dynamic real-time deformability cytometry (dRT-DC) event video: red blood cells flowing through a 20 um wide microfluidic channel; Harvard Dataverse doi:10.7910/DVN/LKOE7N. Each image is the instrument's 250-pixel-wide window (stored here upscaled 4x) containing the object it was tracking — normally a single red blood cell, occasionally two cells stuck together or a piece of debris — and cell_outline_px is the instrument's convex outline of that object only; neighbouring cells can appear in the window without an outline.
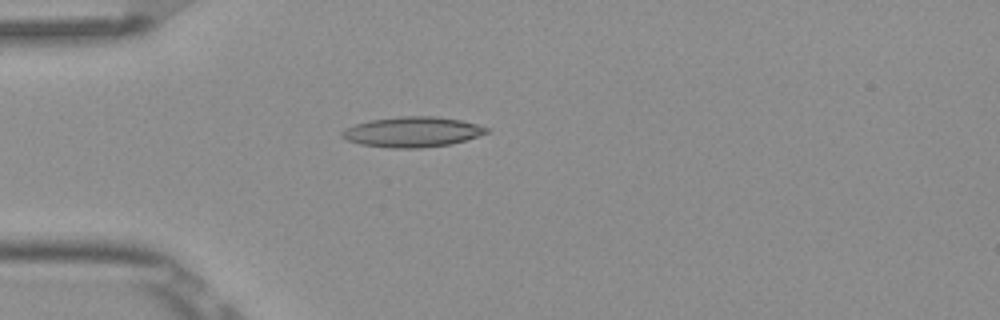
{"species": "Egyptian fruit bat (a non-hibernating species)", "species_latin": "Rousettus aegyptiacus", "temperature_condition": "room temperature", "stored_images_in_passage": 5, "camera_frame_rate_fps": 3000, "um_per_image_px": 0.085, "frame": {"image": 1, "passage_image": 5, "time_ms": 1.333, "image_size_px": [1000, 320], "cell_outline_px": [[488, 132], [464, 140], [448, 144], [420, 148], [388, 148], [360, 144], [348, 140], [340, 136], [340, 132], [344, 128], [356, 124], [372, 120], [400, 116], [436, 116], [460, 120], [476, 124], [488, 128]], "centroid_in_image_um": [34.99, 11.21], "position_along_channel_um": 50.0, "area_um2": 25.26}}